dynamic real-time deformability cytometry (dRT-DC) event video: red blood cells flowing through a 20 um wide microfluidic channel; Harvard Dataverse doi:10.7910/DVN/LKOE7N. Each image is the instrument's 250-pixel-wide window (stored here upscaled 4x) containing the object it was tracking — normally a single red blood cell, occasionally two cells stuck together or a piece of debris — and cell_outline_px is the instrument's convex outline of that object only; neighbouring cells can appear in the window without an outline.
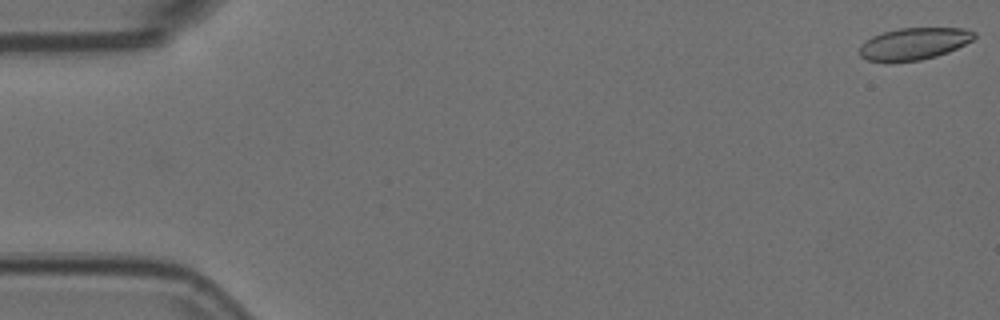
{"species": "Egyptian fruit bat (a non-hibernating species)", "species_latin": "Rousettus aegyptiacus", "temperature_condition": "room temperature", "stored_images_in_passage": 8, "camera_frame_rate_fps": 3000, "um_per_image_px": 0.085, "animal": {"sex": "female"}, "frame": {"image": 1, "passage_image": 1, "time_ms": 0.0, "image_size_px": [1000, 320], "cell_outline_px": [[976, 36], [972, 40], [948, 52], [936, 56], [920, 60], [884, 64], [868, 60], [860, 56], [860, 44], [872, 36], [884, 32], [900, 28], [964, 28], [976, 32]], "centroid_in_image_um": [77.64, 3.74], "position_along_channel_um": 7.4, "area_um2": 21.68}}